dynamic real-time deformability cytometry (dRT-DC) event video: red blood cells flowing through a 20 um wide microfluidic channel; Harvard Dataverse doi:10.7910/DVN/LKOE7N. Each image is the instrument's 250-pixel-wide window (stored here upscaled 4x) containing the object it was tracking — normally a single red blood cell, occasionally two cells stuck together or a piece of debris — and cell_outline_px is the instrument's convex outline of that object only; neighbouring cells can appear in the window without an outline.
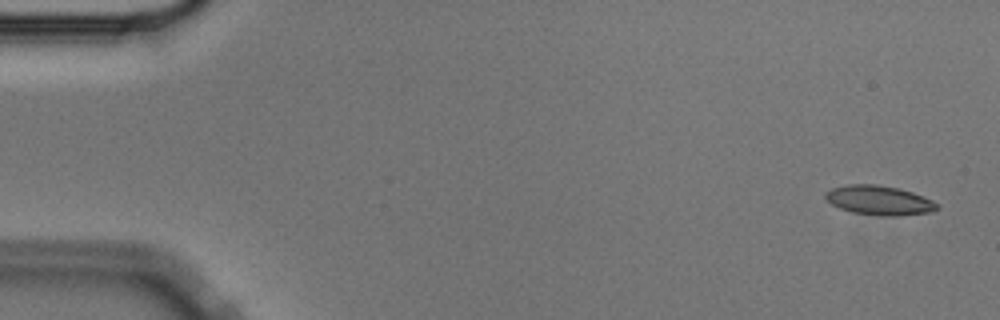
{"species": "Egyptian fruit bat (a non-hibernating species)", "species_latin": "Rousettus aegyptiacus", "temperature_condition": "cold", "stored_images_in_passage": 52, "camera_frame_rate_fps": 3000, "um_per_image_px": 0.085, "animal": {"sex": "male"}, "frame": {"image": 1, "passage_image": 3, "time_ms": 0.667, "image_size_px": [1000, 320], "cell_outline_px": [[940, 208], [932, 212], [900, 216], [888, 216], [852, 212], [840, 208], [832, 204], [824, 196], [824, 192], [832, 188], [848, 184], [876, 184], [900, 188], [912, 192], [932, 200]], "centroid_in_image_um": [74.74, 17.02], "position_along_channel_um": 10.3, "area_um2": 19.13}}
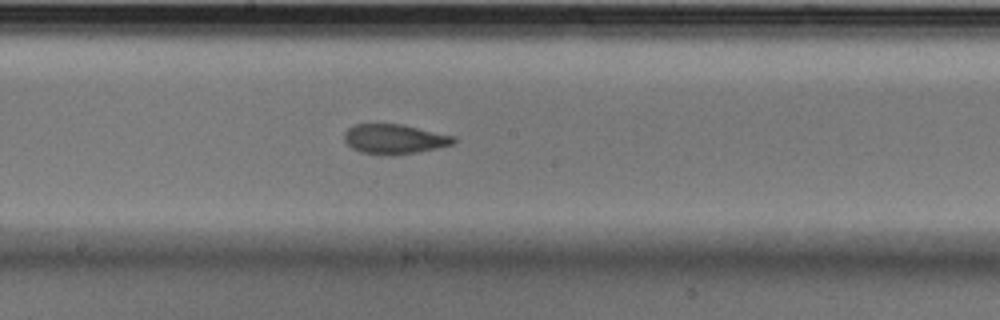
{"frame": {"image": 2, "passage_image": 31, "time_ms": 10.0, "image_size_px": [1000, 320], "cell_outline_px": [[456, 144], [416, 152], [392, 156], [360, 152], [352, 148], [344, 140], [344, 132], [352, 124], [400, 124], [456, 136]], "centroid_in_image_um": [33.52, 11.82], "position_along_channel_um": 214.7, "area_um2": 19.07}}
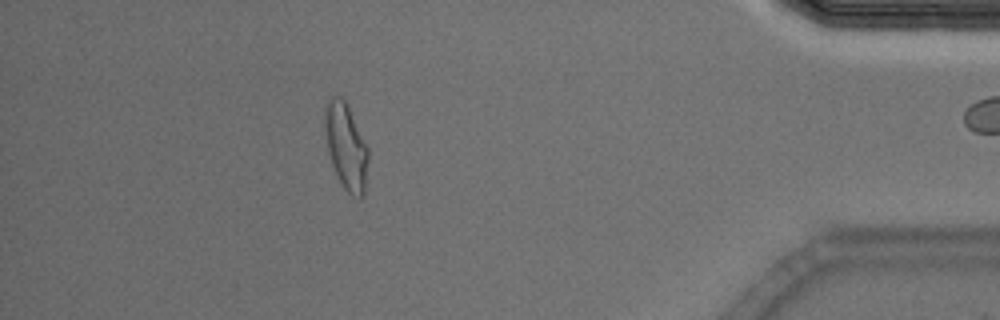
{"frame": {"image": 3, "passage_image": 51, "time_ms": 16.667, "image_size_px": [1000, 320], "cell_outline_px": [[368, 160], [364, 192], [360, 196], [348, 192], [344, 188], [332, 164], [328, 152], [324, 124], [324, 108], [328, 100], [332, 96], [340, 96], [344, 100], [368, 148]], "centroid_in_image_um": [29.39, 12.4], "position_along_channel_um": 405.8, "area_um2": 21.1}}